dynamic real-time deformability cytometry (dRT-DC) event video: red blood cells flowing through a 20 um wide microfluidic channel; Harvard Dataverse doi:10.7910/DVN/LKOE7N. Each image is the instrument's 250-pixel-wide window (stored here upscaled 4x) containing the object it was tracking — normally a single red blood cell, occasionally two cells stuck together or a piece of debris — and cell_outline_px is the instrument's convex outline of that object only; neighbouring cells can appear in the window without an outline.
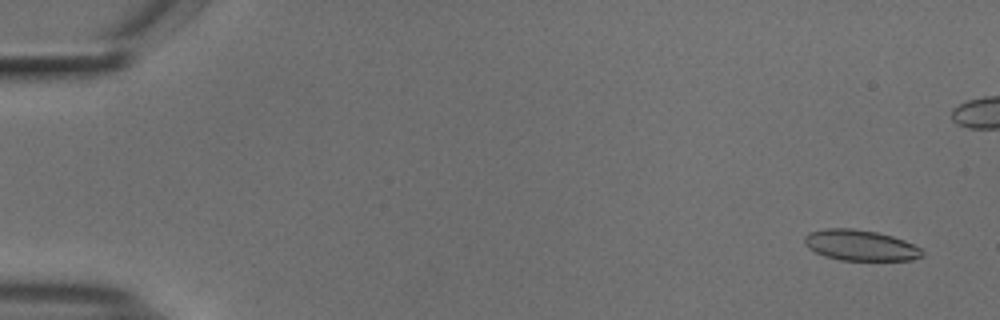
{"species": "common noctule bat (a hibernating species)", "species_latin": "Nyctalus noctula", "temperature_condition": "cold", "stored_images_in_passage": 18, "camera_frame_rate_fps": 3000, "um_per_image_px": 0.085, "animal": {"sex": "male", "body_mass_g": 18.8}, "frame": {"image": 1, "passage_image": 3, "time_ms": 0.667, "image_size_px": [1000, 320], "cell_outline_px": [[924, 256], [912, 260], [840, 260], [824, 256], [808, 248], [804, 244], [804, 236], [808, 232], [824, 228], [852, 228], [876, 232], [892, 236], [904, 240], [920, 248], [924, 252]], "centroid_in_image_um": [73.11, 20.85], "position_along_channel_um": 11.9, "area_um2": 21.21}}